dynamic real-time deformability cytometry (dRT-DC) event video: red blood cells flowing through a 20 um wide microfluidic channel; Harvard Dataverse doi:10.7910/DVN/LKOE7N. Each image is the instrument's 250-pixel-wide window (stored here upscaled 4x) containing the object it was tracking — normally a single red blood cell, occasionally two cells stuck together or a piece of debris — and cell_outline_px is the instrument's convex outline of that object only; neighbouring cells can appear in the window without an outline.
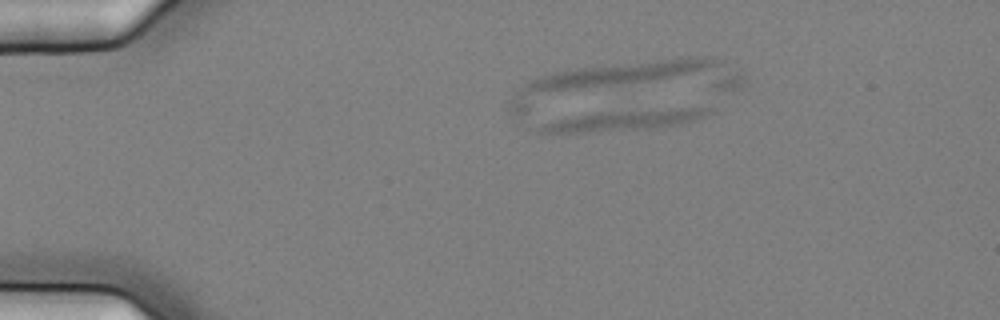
{"species": "common noctule bat (a hibernating species)", "species_latin": "Nyctalus noctula", "temperature_condition": "cold", "stored_images_in_passage": 18, "camera_frame_rate_fps": 3000, "um_per_image_px": 0.085, "animal": {"sex": "female", "body_mass_g": 25.1}, "frame": {"image": 1, "passage_image": 10, "time_ms": 3.0, "image_size_px": [1000, 320], "cell_outline_px": [[716, 112], [708, 116], [696, 120], [680, 124], [652, 128], [584, 132], [536, 132], [536, 128], [544, 124], [576, 116], [600, 112], [680, 108], [716, 108]], "centroid_in_image_um": [53.25, 10.21], "position_along_channel_um": 31.7, "area_um2": 19.59}}